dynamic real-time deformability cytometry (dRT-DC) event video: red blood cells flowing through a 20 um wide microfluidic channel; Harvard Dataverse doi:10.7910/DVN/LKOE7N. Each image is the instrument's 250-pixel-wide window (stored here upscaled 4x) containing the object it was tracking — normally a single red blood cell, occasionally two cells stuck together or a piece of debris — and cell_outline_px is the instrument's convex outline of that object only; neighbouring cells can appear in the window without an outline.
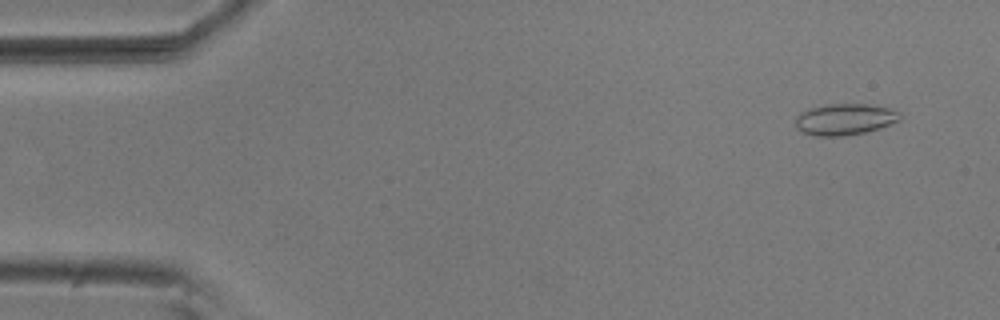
{"species": "common noctule bat (a hibernating species)", "species_latin": "Nyctalus noctula", "temperature_condition": "room temperature", "stored_images_in_passage": 15, "camera_frame_rate_fps": 3000, "um_per_image_px": 0.085, "animal": {"sex": "male", "body_mass_g": 20.5, "forearm_length_mm": 52.5}, "frame": {"image": 1, "passage_image": 4, "time_ms": 1.0, "image_size_px": [1000, 320], "cell_outline_px": [[900, 120], [864, 132], [844, 136], [816, 136], [800, 132], [796, 128], [796, 116], [800, 112], [808, 108], [828, 104], [868, 104], [888, 108], [900, 112]], "centroid_in_image_um": [71.74, 10.14], "position_along_channel_um": 13.3, "area_um2": 19.02}}